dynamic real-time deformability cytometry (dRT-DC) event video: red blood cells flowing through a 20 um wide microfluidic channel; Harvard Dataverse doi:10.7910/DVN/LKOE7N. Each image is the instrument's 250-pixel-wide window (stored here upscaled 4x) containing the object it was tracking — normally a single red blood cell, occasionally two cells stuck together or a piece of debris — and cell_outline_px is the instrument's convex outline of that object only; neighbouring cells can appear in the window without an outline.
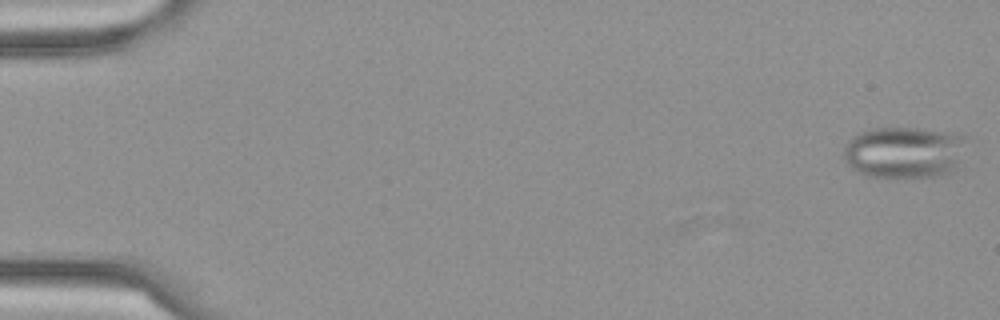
{"species": "Egyptian fruit bat (a non-hibernating species)", "species_latin": "Rousettus aegyptiacus", "temperature_condition": "cold", "stored_images_in_passage": 3, "camera_frame_rate_fps": 3000, "um_per_image_px": 0.085, "frame": {"image": 1, "passage_image": 3, "time_ms": 0.667, "image_size_px": [1000, 320], "cell_outline_px": [[968, 136], [956, 164], [948, 172], [940, 176], [864, 176], [856, 172], [844, 160], [844, 144], [848, 140], [860, 132], [872, 128], [916, 128]], "centroid_in_image_um": [76.78, 12.93], "position_along_channel_um": 8.2, "area_um2": 36.41}}